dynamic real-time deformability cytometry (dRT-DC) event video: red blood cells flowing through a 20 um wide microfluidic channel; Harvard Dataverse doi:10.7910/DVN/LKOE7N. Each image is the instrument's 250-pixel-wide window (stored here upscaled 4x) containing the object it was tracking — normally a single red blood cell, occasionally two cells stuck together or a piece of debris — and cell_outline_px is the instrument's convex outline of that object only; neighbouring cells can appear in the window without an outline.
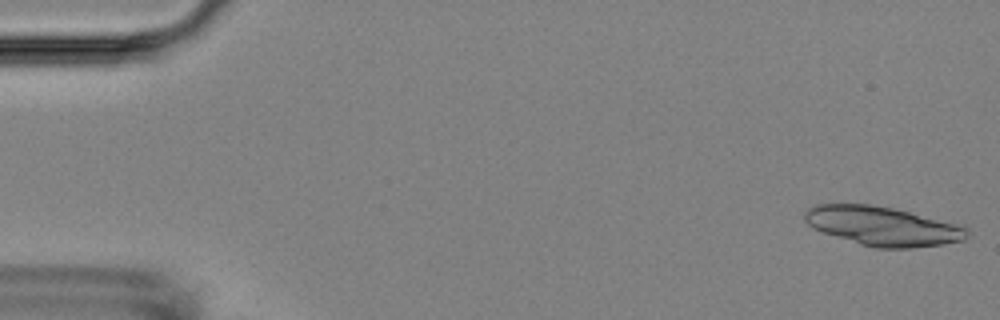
{"species": "Egyptian fruit bat (a non-hibernating species)", "species_latin": "Rousettus aegyptiacus", "temperature_condition": "room temperature", "stored_images_in_passage": 7, "camera_frame_rate_fps": 3000, "um_per_image_px": 0.085, "animal": {"sex": "female"}, "frame": {"image": 1, "passage_image": 1, "time_ms": 0.0, "image_size_px": [1000, 320], "cell_outline_px": [[968, 236], [964, 240], [944, 244], [912, 248], [876, 248], [860, 244], [812, 228], [804, 220], [804, 212], [808, 208], [816, 204], [868, 204], [892, 208], [964, 224], [968, 228]], "centroid_in_image_um": [75.08, 19.21], "position_along_channel_um": 9.9, "area_um2": 37.22}}